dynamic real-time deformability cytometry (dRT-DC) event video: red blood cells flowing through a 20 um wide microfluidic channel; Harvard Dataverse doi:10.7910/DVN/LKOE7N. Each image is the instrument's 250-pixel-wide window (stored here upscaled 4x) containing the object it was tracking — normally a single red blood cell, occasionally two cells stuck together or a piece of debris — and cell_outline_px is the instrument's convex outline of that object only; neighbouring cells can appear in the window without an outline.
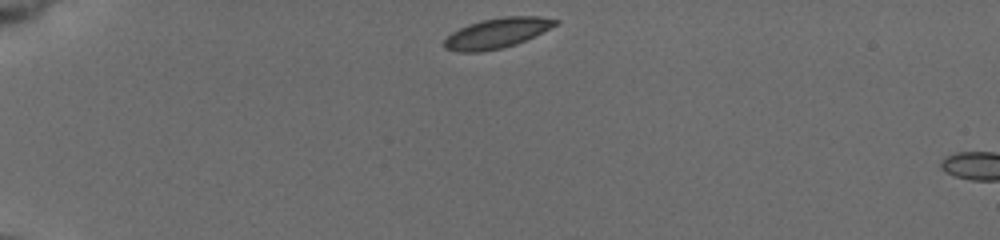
{"species": "common noctule bat (a hibernating species)", "species_latin": "Nyctalus noctula", "temperature_condition": "cold", "stored_images_in_passage": 6, "camera_frame_rate_fps": 3000, "um_per_image_px": 0.085, "animal": {"sex": "female", "body_mass_g": 19.5, "forearm_length_mm": 54.1}, "frame": {"image": 1, "passage_image": 1, "time_ms": 0.0, "image_size_px": [1000, 240], "cell_outline_px": [[560, 20], [556, 24], [516, 44], [500, 48], [480, 52], [460, 52], [444, 48], [444, 40], [452, 32], [468, 24], [480, 20], [504, 16], [540, 16]], "centroid_in_image_um": [42.19, 2.8], "position_along_channel_um": 42.8, "area_um2": 19.19}}